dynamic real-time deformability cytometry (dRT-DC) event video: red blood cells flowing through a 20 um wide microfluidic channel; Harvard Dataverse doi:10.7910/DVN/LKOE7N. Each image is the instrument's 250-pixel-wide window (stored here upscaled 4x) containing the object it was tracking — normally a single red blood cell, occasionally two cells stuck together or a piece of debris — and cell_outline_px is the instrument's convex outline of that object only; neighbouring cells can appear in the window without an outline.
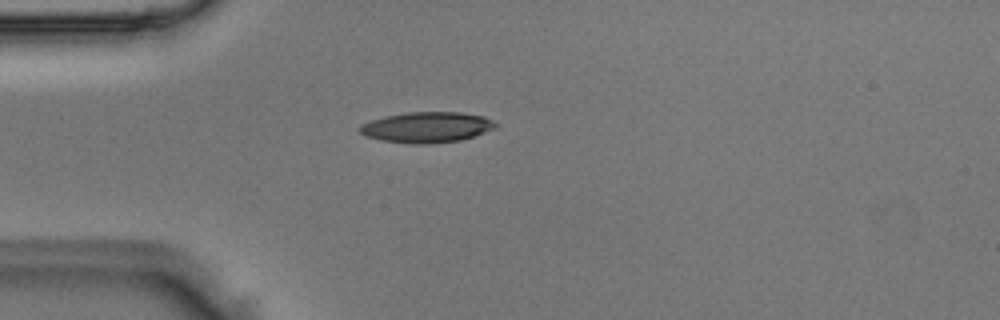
{"species": "Egyptian fruit bat (a non-hibernating species)", "species_latin": "Rousettus aegyptiacus", "temperature_condition": "room temperature", "stored_images_in_passage": 5, "camera_frame_rate_fps": 3000, "um_per_image_px": 0.085, "animal": {"sex": "male"}, "frame": {"image": 1, "passage_image": 4, "time_ms": 1.0, "image_size_px": [1000, 320], "cell_outline_px": [[500, 124], [496, 128], [460, 140], [424, 144], [412, 144], [380, 140], [364, 136], [356, 128], [360, 124], [372, 120], [388, 116], [408, 112], [460, 112], [484, 116]], "centroid_in_image_um": [36.26, 10.81], "position_along_channel_um": 48.7, "area_um2": 24.28}}